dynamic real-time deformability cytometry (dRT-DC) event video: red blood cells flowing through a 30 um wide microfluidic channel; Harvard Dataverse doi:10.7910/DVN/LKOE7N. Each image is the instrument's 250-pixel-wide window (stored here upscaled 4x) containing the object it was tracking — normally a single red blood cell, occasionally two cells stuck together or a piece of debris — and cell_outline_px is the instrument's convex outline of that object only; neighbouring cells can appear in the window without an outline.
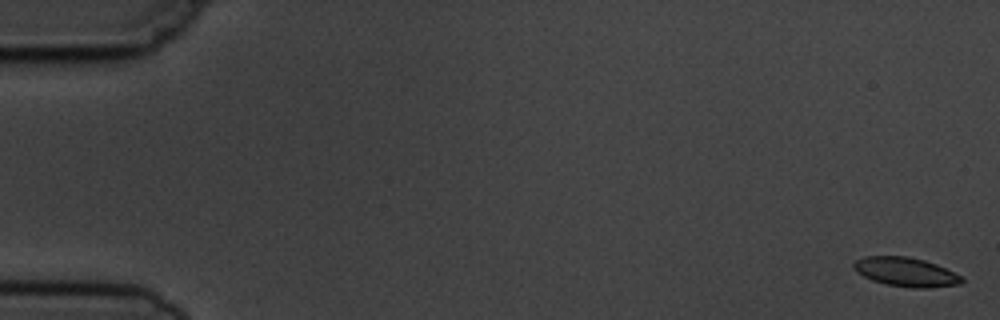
{"species": "common noctule bat (a hibernating species)", "species_latin": "Nyctalus noctula", "temperature_condition": "cold", "stored_images_in_passage": 6, "camera_frame_rate_fps": 3000, "um_per_image_px": 0.085, "animal": {"sex": "male", "body_mass_g": 19.5, "forearm_length_mm": 54.6}, "frame": {"image": 1, "passage_image": 1, "time_ms": 0.0, "image_size_px": [1000, 320], "cell_outline_px": [[964, 280], [960, 284], [928, 288], [912, 288], [888, 284], [872, 280], [856, 272], [852, 268], [852, 264], [856, 260], [864, 256], [908, 256], [924, 260], [936, 264], [964, 276]], "centroid_in_image_um": [77.01, 23.11], "position_along_channel_um": 8.0, "area_um2": 18.44}}